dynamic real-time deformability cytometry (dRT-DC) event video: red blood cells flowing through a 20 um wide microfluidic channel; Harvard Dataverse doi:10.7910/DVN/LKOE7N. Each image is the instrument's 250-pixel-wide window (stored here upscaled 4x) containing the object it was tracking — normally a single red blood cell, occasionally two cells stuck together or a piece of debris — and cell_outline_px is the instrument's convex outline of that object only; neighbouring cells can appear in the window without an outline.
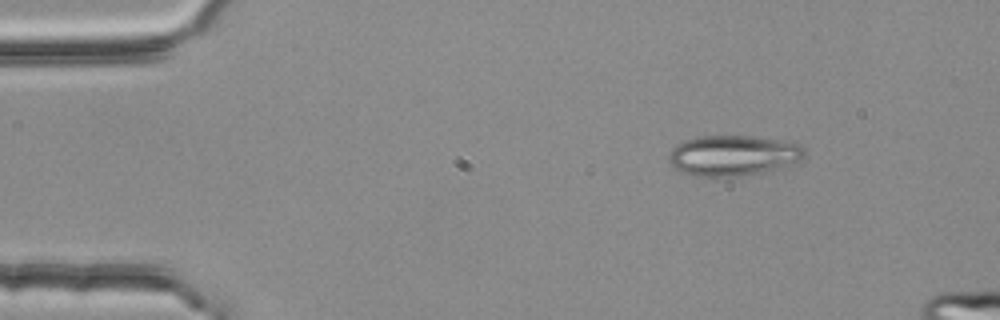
{"species": "common noctule bat (a hibernating species)", "species_latin": "Nyctalus noctula", "temperature_condition": "room temperature", "stored_images_in_passage": 3, "camera_frame_rate_fps": 3000, "um_per_image_px": 0.085, "animal": {"sex": "female", "body_mass_g": 25.1}, "frame": {"image": 1, "passage_image": 1, "time_ms": 0.0, "image_size_px": [1000, 320], "cell_outline_px": [[804, 156], [792, 168], [740, 176], [692, 176], [680, 172], [672, 168], [668, 156], [668, 152], [676, 144], [688, 140], [704, 136], [752, 136], [788, 140], [800, 144], [804, 148]], "centroid_in_image_um": [62.39, 13.23], "position_along_channel_um": 22.6, "area_um2": 32.89}}